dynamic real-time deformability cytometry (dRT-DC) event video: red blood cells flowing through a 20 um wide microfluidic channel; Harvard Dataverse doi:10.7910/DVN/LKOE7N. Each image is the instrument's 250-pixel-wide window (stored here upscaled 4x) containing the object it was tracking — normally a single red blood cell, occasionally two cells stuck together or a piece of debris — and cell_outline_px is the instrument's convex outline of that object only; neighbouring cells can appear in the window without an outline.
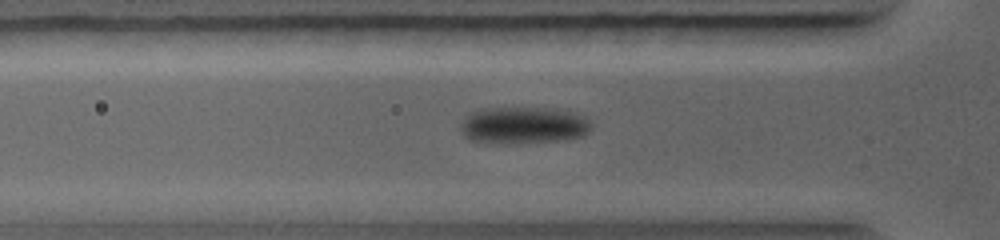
{"species": "common noctule bat (a hibernating species)", "species_latin": "Nyctalus noctula", "temperature_condition": "warm", "stored_images_in_passage": 29, "camera_frame_rate_fps": 5000, "um_per_image_px": 0.085, "animal": {"sex": "female", "body_mass_g": 19.0, "forearm_length_mm": 56.7}, "frame": {"image": 1, "passage_image": 8, "time_ms": 2.8, "image_size_px": [1000, 240], "cell_outline_px": [[592, 128], [584, 136], [568, 140], [472, 140], [464, 136], [460, 128], [460, 124], [464, 116], [480, 108], [556, 108], [580, 116], [588, 120], [592, 124]], "centroid_in_image_um": [44.51, 10.59], "position_along_channel_um": 81.3, "area_um2": 26.99}}
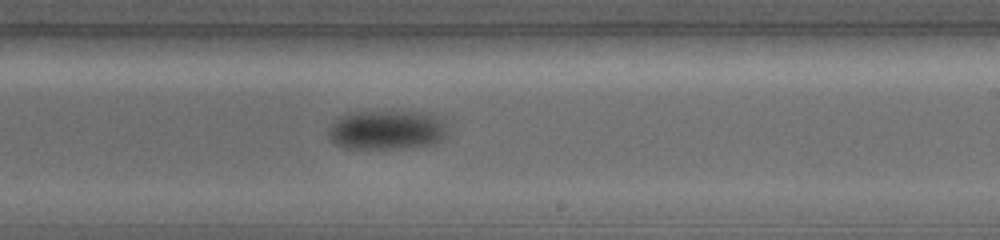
{"frame": {"image": 2, "passage_image": 17, "time_ms": 6.4, "image_size_px": [1000, 240], "cell_outline_px": [[444, 140], [432, 144], [400, 148], [348, 148], [336, 144], [332, 140], [328, 132], [332, 124], [340, 116], [356, 112], [424, 112], [432, 116], [444, 124]], "centroid_in_image_um": [32.84, 11.05], "position_along_channel_um": 256.2, "area_um2": 26.53}}
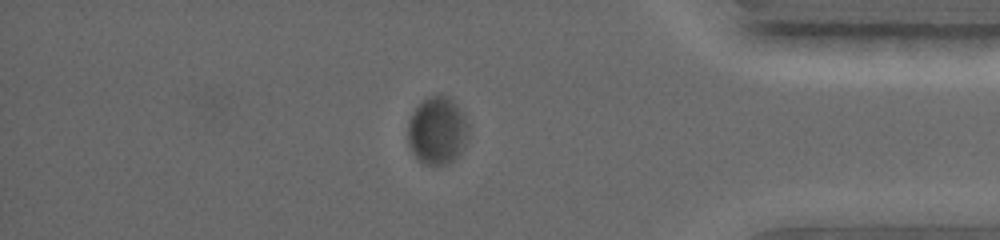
{"frame": {"image": 3, "passage_image": 25, "time_ms": 9.8, "image_size_px": [1000, 240], "cell_outline_px": [[468, 132], [464, 144], [460, 152], [452, 160], [444, 164], [424, 164], [412, 152], [408, 144], [408, 120], [412, 112], [424, 100], [432, 96], [444, 96], [452, 100], [456, 104], [464, 116], [468, 128]], "centroid_in_image_um": [37.14, 11.11], "position_along_channel_um": 398.1, "area_um2": 23.29}}